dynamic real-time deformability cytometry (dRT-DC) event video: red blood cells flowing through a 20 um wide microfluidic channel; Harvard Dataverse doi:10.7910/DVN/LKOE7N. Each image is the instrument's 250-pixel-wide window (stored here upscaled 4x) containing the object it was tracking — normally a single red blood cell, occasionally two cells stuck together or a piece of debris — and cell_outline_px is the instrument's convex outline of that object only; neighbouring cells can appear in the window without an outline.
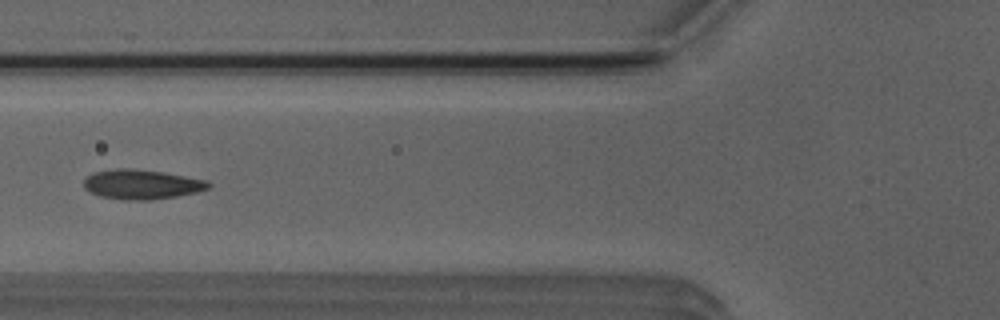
{"species": "Egyptian fruit bat (a non-hibernating species)", "species_latin": "Rousettus aegyptiacus", "temperature_condition": "room temperature", "stored_images_in_passage": 7, "camera_frame_rate_fps": 3000, "um_per_image_px": 0.085, "animal": {"sex": "male"}, "frame": {"image": 1, "passage_image": 5, "time_ms": 5.667, "image_size_px": [1000, 320], "cell_outline_px": [[212, 184], [208, 188], [196, 192], [176, 196], [152, 200], [124, 200], [100, 196], [88, 192], [84, 188], [84, 180], [92, 172], [120, 168], [128, 168], [164, 172], [204, 180]], "centroid_in_image_um": [11.99, 15.68], "position_along_channel_um": 113.8, "area_um2": 21.44}}
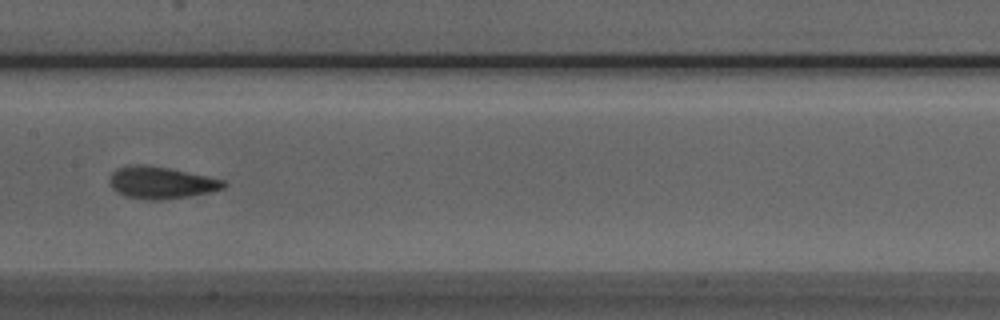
{"frame": {"image": 2, "passage_image": 7, "time_ms": 7.667, "image_size_px": [1000, 320], "cell_outline_px": [[228, 184], [224, 188], [208, 192], [188, 196], [160, 200], [144, 200], [124, 196], [116, 192], [112, 188], [108, 180], [112, 172], [116, 168], [128, 164], [144, 164], [168, 168], [224, 180]], "centroid_in_image_um": [13.62, 15.52], "position_along_channel_um": 193.8, "area_um2": 21.39}}